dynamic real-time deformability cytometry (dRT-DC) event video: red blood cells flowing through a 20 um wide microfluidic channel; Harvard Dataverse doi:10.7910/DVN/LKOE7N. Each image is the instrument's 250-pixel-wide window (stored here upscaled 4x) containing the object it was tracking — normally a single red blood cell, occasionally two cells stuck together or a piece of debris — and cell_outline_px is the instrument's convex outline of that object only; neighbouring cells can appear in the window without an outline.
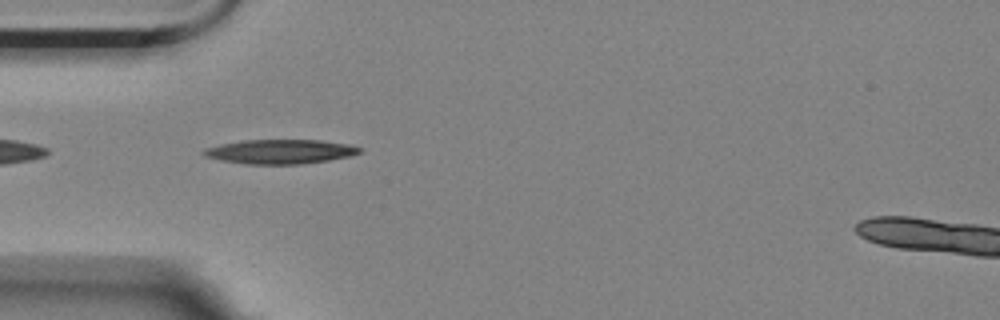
{"species": "Egyptian fruit bat (a non-hibernating species)", "species_latin": "Rousettus aegyptiacus", "temperature_condition": "room temperature", "stored_images_in_passage": 42, "camera_frame_rate_fps": 3000, "um_per_image_px": 0.085, "animal": {"sex": "female"}, "frame": {"image": 1, "passage_image": 2, "time_ms": 0.333, "image_size_px": [1000, 320], "cell_outline_px": [[360, 152], [352, 156], [304, 164], [244, 164], [220, 160], [204, 156], [200, 152], [204, 148], [220, 144], [240, 140], [320, 140], [348, 144], [360, 148]], "centroid_in_image_um": [23.76, 12.89], "position_along_channel_um": 61.2, "area_um2": 22.25}}
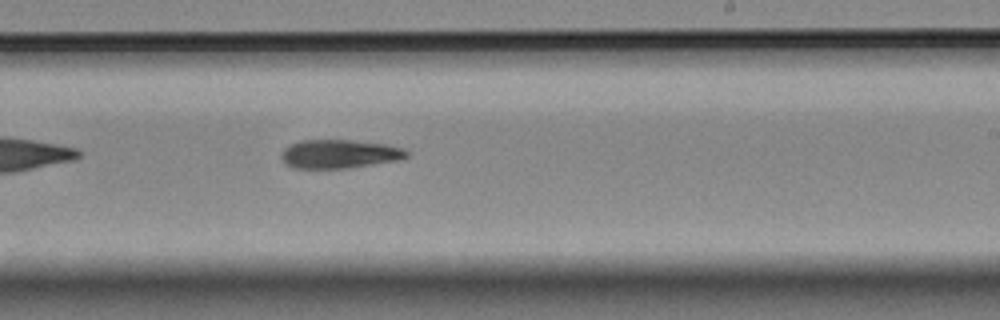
{"frame": {"image": 2, "passage_image": 19, "time_ms": 6.0, "image_size_px": [1000, 320], "cell_outline_px": [[408, 156], [400, 160], [348, 168], [292, 168], [284, 164], [280, 156], [280, 152], [284, 148], [300, 140], [352, 140], [388, 144], [404, 148], [408, 152]], "centroid_in_image_um": [28.84, 13.08], "position_along_channel_um": 260.2, "area_um2": 21.21}}
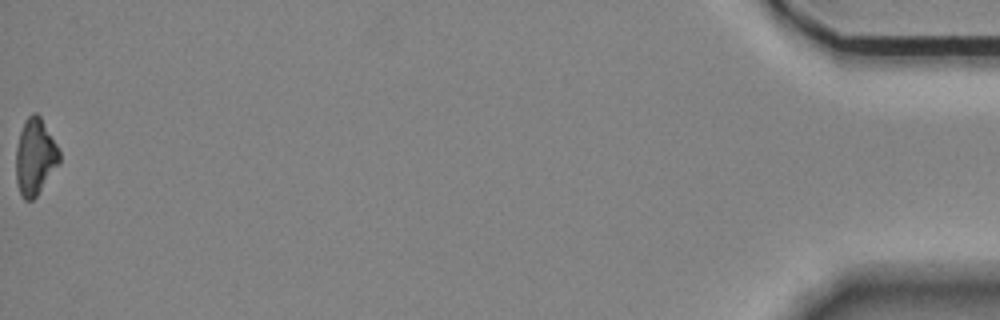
{"frame": {"image": 3, "passage_image": 42, "time_ms": 13.667, "image_size_px": [1000, 320], "cell_outline_px": [[60, 164], [36, 196], [32, 200], [24, 200], [20, 192], [16, 180], [16, 148], [20, 132], [24, 120], [32, 112], [36, 112], [40, 116], [60, 148]], "centroid_in_image_um": [3.0, 13.3], "position_along_channel_um": 432.2, "area_um2": 19.54}, "authors_computed_cell_mechanics": {"area_um2": 21.0681, "velocity_mm_per_s": 3.5285, "shape_relaxation_time_tau1_ms": 5.4577, "shape_relaxation_time_tau2_ms": null, "deformation_change_tau1": 0.1603, "deformation_change_tau2": null}}